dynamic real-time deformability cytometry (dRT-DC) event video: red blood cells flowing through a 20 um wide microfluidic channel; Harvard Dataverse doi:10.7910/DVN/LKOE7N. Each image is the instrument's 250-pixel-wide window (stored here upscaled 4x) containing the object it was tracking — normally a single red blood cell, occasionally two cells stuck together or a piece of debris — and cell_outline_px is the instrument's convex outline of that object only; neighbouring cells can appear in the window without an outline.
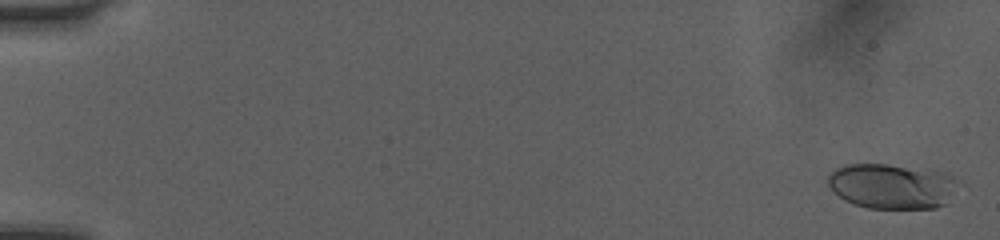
{"species": "human", "species_latin": "Homo sapiens", "temperature_condition": "room temperature", "stored_images_in_passage": 48, "camera_frame_rate_fps": 3000, "um_per_image_px": 0.085, "donor": {"sex": "female"}, "frame": {"image": 1, "passage_image": 2, "time_ms": 0.333, "image_size_px": [1000, 240], "cell_outline_px": [[952, 180], [944, 204], [936, 208], [868, 208], [844, 200], [828, 184], [828, 176], [836, 168], [848, 164], [888, 164], [948, 172], [952, 176]], "centroid_in_image_um": [75.7, 15.81], "position_along_channel_um": 9.3, "area_um2": 33.18}}
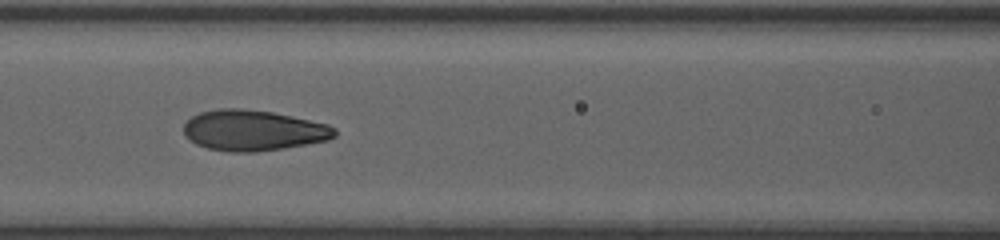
{"frame": {"image": 2, "passage_image": 25, "time_ms": 8.0, "image_size_px": [1000, 240], "cell_outline_px": [[336, 136], [328, 140], [284, 148], [256, 152], [228, 152], [208, 148], [196, 144], [184, 136], [184, 124], [192, 116], [200, 112], [220, 108], [240, 108], [272, 112], [292, 116], [328, 124], [336, 128]], "centroid_in_image_um": [21.52, 11.08], "position_along_channel_um": 145.1, "area_um2": 35.89}}
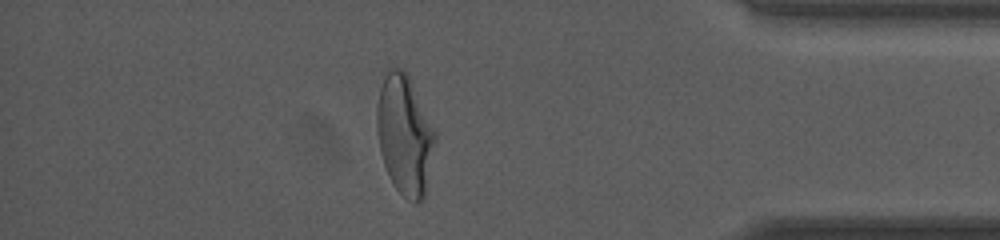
{"frame": {"image": 3, "passage_image": 43, "time_ms": 14.0, "image_size_px": [1000, 240], "cell_outline_px": [[436, 144], [424, 200], [416, 204], [408, 200], [392, 184], [384, 164], [380, 152], [376, 128], [376, 108], [380, 88], [388, 68], [400, 68], [408, 76], [436, 128]], "centroid_in_image_um": [34.42, 11.51], "position_along_channel_um": 400.8, "area_um2": 41.1}}